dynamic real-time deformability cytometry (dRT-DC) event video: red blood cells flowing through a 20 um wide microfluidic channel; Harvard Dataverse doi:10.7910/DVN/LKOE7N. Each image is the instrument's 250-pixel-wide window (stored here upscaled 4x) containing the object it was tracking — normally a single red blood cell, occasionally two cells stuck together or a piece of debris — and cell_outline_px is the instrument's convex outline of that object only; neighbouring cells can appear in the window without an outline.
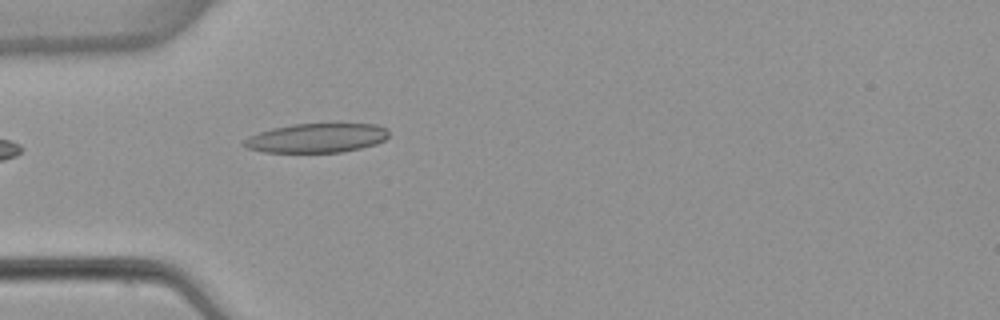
{"species": "common noctule bat (a hibernating species)", "species_latin": "Nyctalus noctula", "temperature_condition": "warm", "stored_images_in_passage": 5, "camera_frame_rate_fps": 3000, "um_per_image_px": 0.085, "animal": {"sex": "female", "body_mass_g": 22.7, "forearm_length_mm": 54.2}, "frame": {"image": 1, "passage_image": 5, "time_ms": 5.0, "image_size_px": [1000, 320], "cell_outline_px": [[388, 136], [384, 140], [376, 144], [344, 152], [264, 152], [248, 148], [240, 144], [248, 136], [272, 128], [292, 124], [376, 124], [388, 128]], "centroid_in_image_um": [26.91, 11.73], "position_along_channel_um": 58.1, "area_um2": 24.68}}